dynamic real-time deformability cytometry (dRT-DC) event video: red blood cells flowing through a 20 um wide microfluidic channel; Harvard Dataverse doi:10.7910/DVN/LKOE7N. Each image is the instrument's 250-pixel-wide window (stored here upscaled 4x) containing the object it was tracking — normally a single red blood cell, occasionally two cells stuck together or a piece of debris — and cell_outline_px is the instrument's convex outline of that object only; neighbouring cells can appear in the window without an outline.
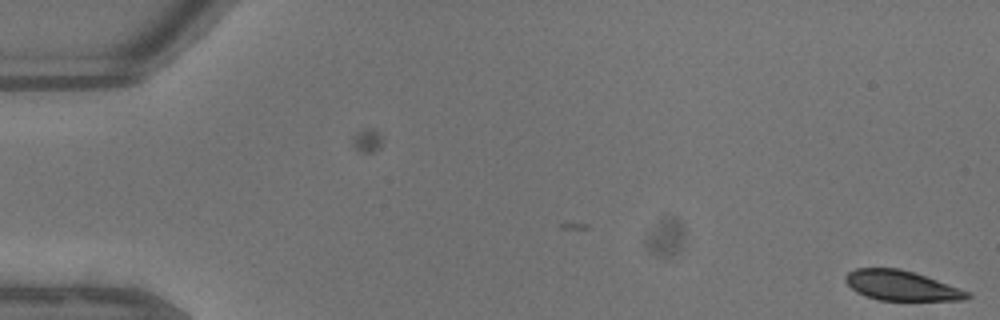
{"species": "common noctule bat (a hibernating species)", "species_latin": "Nyctalus noctula", "temperature_condition": "warm", "stored_images_in_passage": 7, "camera_frame_rate_fps": 3000, "um_per_image_px": 0.085, "animal": {"sex": "male", "body_mass_g": 13.3}, "frame": {"image": 1, "passage_image": 7, "time_ms": 2.0, "image_size_px": [1000, 320], "cell_outline_px": [[972, 296], [964, 300], [876, 300], [864, 296], [856, 292], [844, 280], [844, 276], [848, 272], [856, 268], [900, 268], [936, 280], [968, 292]], "centroid_in_image_um": [76.55, 24.28], "position_along_channel_um": 8.5, "area_um2": 20.98}}